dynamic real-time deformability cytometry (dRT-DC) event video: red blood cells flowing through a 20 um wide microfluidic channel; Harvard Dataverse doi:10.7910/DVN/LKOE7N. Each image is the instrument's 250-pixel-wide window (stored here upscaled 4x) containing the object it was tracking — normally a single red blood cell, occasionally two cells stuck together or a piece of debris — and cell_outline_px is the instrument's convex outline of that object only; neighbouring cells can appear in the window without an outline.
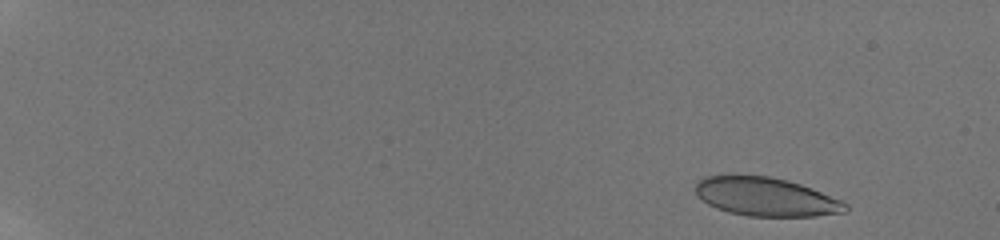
{"species": "human", "species_latin": "Homo sapiens", "temperature_condition": "room temperature", "stored_images_in_passage": 39, "camera_frame_rate_fps": 3000, "um_per_image_px": 0.085, "donor": {"sex": "male"}, "frame": {"image": 1, "passage_image": 4, "time_ms": 1.0, "image_size_px": [1000, 240], "cell_outline_px": [[848, 212], [816, 216], [748, 216], [728, 212], [716, 208], [708, 204], [696, 192], [696, 184], [704, 176], [768, 176], [788, 180], [812, 188], [840, 200], [848, 204]], "centroid_in_image_um": [65.15, 16.74], "position_along_channel_um": 19.9, "area_um2": 33.47}}
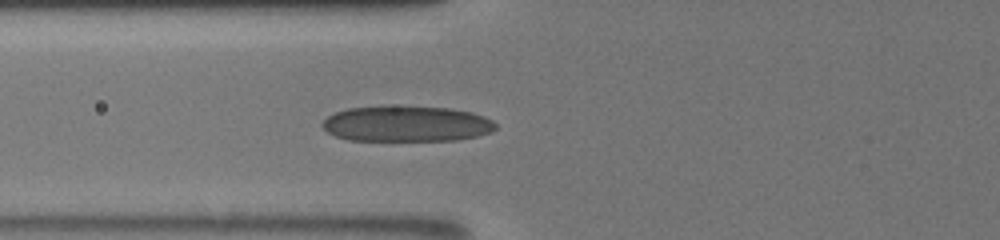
{"frame": {"image": 2, "passage_image": 24, "time_ms": 7.333, "image_size_px": [1000, 240], "cell_outline_px": [[496, 128], [492, 132], [476, 136], [456, 140], [348, 140], [336, 136], [328, 132], [320, 124], [328, 116], [336, 112], [348, 108], [384, 104], [388, 104], [452, 108], [472, 112], [484, 116], [492, 120], [496, 124]], "centroid_in_image_um": [34.55, 10.49], "position_along_channel_um": 91.3, "area_um2": 36.76}}
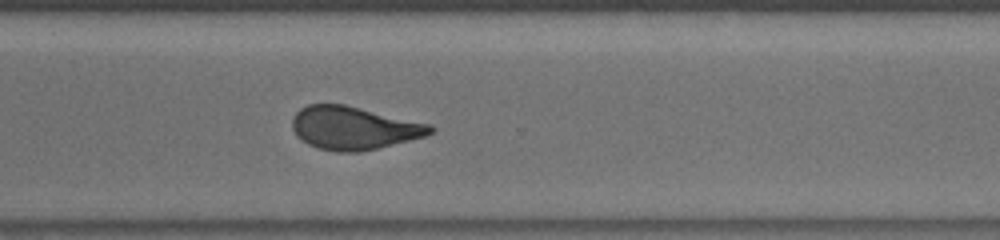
{"frame": {"image": 3, "passage_image": 39, "time_ms": 13.667, "image_size_px": [1000, 240], "cell_outline_px": [[436, 128], [432, 132], [424, 136], [360, 152], [340, 152], [316, 148], [308, 144], [296, 136], [292, 128], [292, 116], [300, 108], [308, 104], [344, 104], [432, 124]], "centroid_in_image_um": [30.04, 10.87], "position_along_channel_um": 340.6, "area_um2": 34.68}}